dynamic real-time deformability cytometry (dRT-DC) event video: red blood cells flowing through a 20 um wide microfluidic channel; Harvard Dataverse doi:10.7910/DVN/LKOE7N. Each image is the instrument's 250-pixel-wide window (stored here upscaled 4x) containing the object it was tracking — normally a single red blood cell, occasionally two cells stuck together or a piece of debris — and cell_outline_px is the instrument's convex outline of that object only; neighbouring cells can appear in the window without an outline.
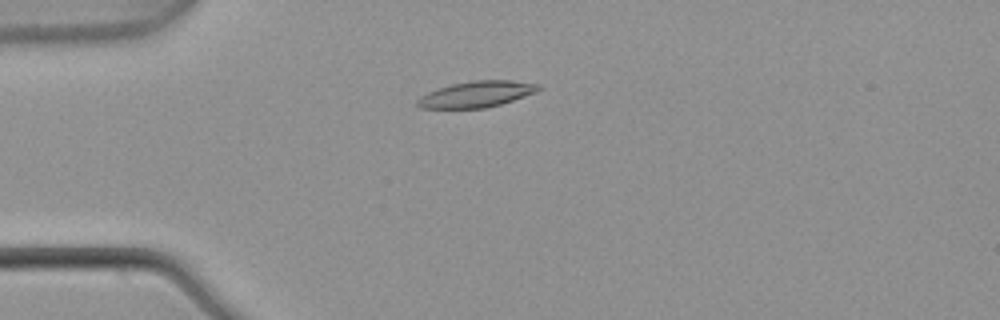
{"species": "common noctule bat (a hibernating species)", "species_latin": "Nyctalus noctula", "temperature_condition": "warm", "stored_images_in_passage": 3, "camera_frame_rate_fps": 3000, "um_per_image_px": 0.085, "animal": {"sex": "male", "body_mass_g": 21.5, "forearm_length_mm": 52.0}, "frame": {"image": 1, "passage_image": 1, "time_ms": 0.0, "image_size_px": [1000, 320], "cell_outline_px": [[544, 88], [536, 92], [500, 104], [484, 108], [420, 108], [416, 104], [416, 100], [420, 96], [436, 88], [452, 84], [472, 80], [512, 80], [540, 84]], "centroid_in_image_um": [40.5, 7.99], "position_along_channel_um": 44.5, "area_um2": 18.5}}
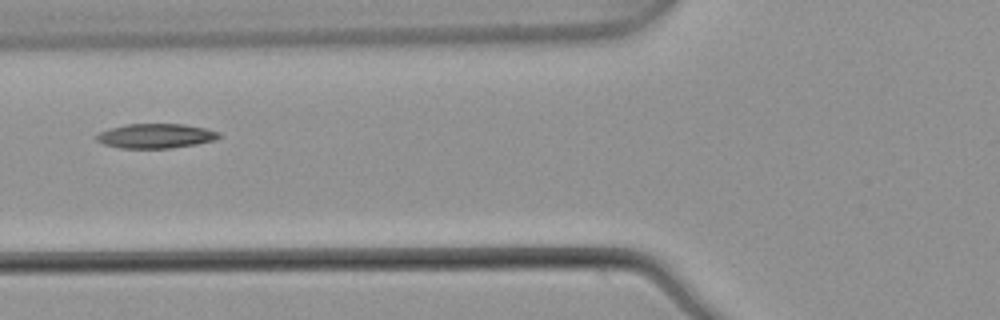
{"frame": {"image": 2, "passage_image": 3, "time_ms": 0.667, "image_size_px": [1000, 320], "cell_outline_px": [[220, 136], [216, 140], [196, 144], [172, 148], [120, 148], [104, 144], [96, 140], [92, 136], [96, 132], [108, 128], [124, 124], [184, 124], [204, 128], [220, 132]], "centroid_in_image_um": [13.16, 11.55], "position_along_channel_um": 112.6, "area_um2": 17.8}}